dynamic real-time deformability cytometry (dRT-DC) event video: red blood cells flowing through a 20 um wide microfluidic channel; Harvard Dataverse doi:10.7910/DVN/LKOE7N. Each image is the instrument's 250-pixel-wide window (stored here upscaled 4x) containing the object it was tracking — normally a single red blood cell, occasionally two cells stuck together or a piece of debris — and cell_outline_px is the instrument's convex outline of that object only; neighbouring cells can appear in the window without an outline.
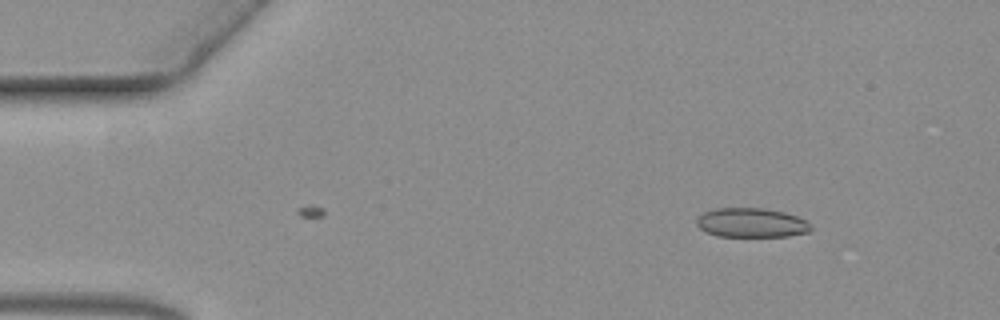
{"species": "common noctule bat (a hibernating species)", "species_latin": "Nyctalus noctula", "temperature_condition": "warm", "stored_images_in_passage": 2, "camera_frame_rate_fps": 3000, "um_per_image_px": 0.085, "animal": {"sex": "female", "body_mass_g": 19.3, "forearm_length_mm": 54.1}, "frame": {"image": 1, "passage_image": 2, "time_ms": 0.333, "image_size_px": [1000, 320], "cell_outline_px": [[812, 228], [808, 232], [788, 236], [716, 236], [704, 232], [696, 224], [696, 220], [704, 212], [716, 208], [760, 208], [784, 212], [796, 216], [812, 224]], "centroid_in_image_um": [63.85, 18.94], "position_along_channel_um": 21.1, "area_um2": 19.48}}